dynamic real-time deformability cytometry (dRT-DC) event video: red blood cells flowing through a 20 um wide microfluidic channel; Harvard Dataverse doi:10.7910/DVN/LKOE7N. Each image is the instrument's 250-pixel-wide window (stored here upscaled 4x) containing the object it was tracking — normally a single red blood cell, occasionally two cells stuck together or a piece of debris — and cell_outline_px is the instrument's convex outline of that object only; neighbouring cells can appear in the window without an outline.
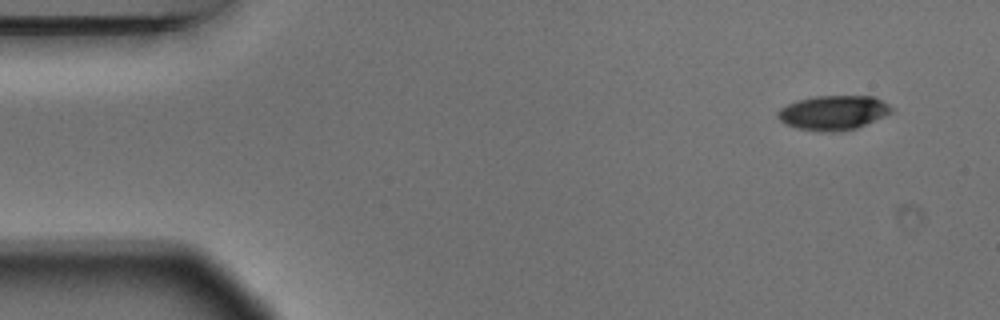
{"species": "Egyptian fruit bat (a non-hibernating species)", "species_latin": "Rousettus aegyptiacus", "temperature_condition": "warm", "stored_images_in_passage": 6, "camera_frame_rate_fps": 3000, "um_per_image_px": 0.085, "animal": {"sex": "male"}, "frame": {"image": 1, "passage_image": 1, "time_ms": 0.0, "image_size_px": [1000, 320], "cell_outline_px": [[892, 112], [884, 116], [856, 128], [840, 132], [820, 132], [796, 128], [784, 124], [776, 116], [776, 112], [780, 108], [796, 100], [816, 96], [876, 96], [888, 104], [892, 108]], "centroid_in_image_um": [70.8, 9.58], "position_along_channel_um": 14.2, "area_um2": 23.06}}
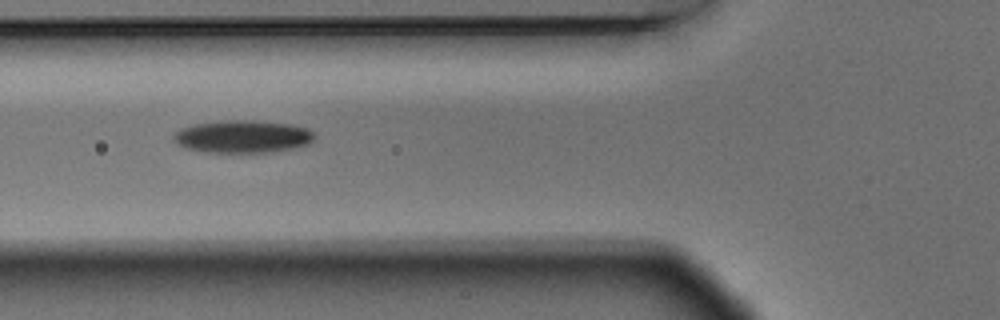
{"frame": {"image": 2, "passage_image": 5, "time_ms": 1.333, "image_size_px": [1000, 320], "cell_outline_px": [[316, 136], [308, 144], [292, 148], [272, 152], [208, 152], [184, 148], [176, 144], [172, 140], [172, 136], [180, 128], [196, 124], [228, 120], [252, 120], [292, 124], [308, 128]], "centroid_in_image_um": [20.61, 11.6], "position_along_channel_um": 105.2, "area_um2": 26.82}}
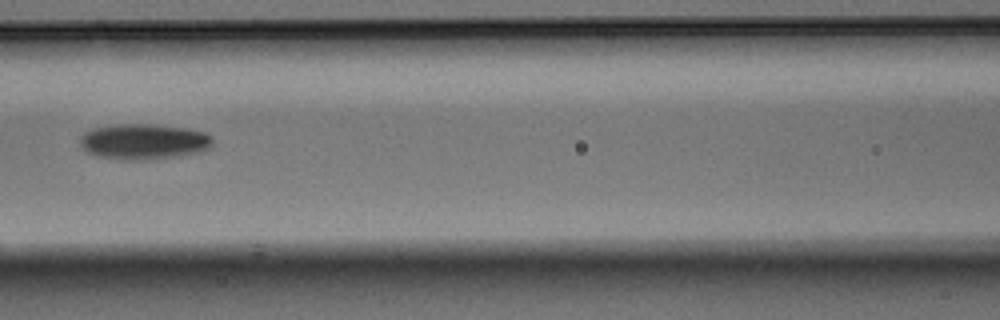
{"frame": {"image": 3, "passage_image": 6, "time_ms": 1.667, "image_size_px": [1000, 320], "cell_outline_px": [[212, 144], [208, 148], [200, 152], [176, 156], [140, 160], [124, 160], [96, 156], [88, 152], [80, 144], [80, 136], [84, 132], [92, 128], [120, 124], [152, 124], [188, 128], [204, 132], [212, 136]], "centroid_in_image_um": [12.21, 12.03], "position_along_channel_um": 154.4, "area_um2": 27.51}}